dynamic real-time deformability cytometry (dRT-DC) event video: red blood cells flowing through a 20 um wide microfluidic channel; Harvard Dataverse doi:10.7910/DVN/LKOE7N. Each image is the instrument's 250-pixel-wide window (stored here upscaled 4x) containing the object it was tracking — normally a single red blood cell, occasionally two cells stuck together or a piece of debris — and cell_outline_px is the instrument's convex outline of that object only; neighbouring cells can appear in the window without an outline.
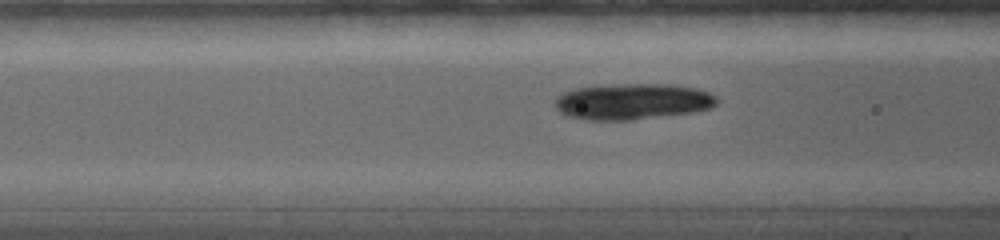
{"species": "common noctule bat (a hibernating species)", "species_latin": "Nyctalus noctula", "temperature_condition": "warm", "stored_images_in_passage": 41, "camera_frame_rate_fps": 5000, "um_per_image_px": 0.085, "animal": {"sex": "female", "body_mass_g": 19.0, "forearm_length_mm": 56.7}, "frame": {"image": 1, "passage_image": 14, "time_ms": 4.8, "image_size_px": [1000, 240], "cell_outline_px": [[720, 100], [712, 108], [692, 112], [632, 120], [584, 120], [568, 116], [560, 112], [556, 108], [556, 100], [564, 92], [576, 88], [596, 84], [672, 84], [696, 88], [708, 92], [716, 96]], "centroid_in_image_um": [53.78, 8.62], "position_along_channel_um": 112.8, "area_um2": 34.33}}
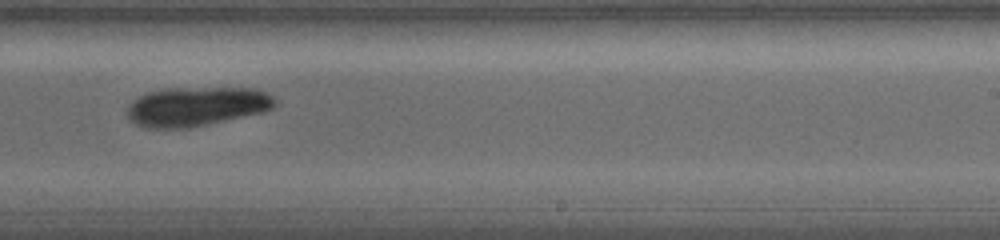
{"frame": {"image": 2, "passage_image": 27, "time_ms": 9.0, "image_size_px": [1000, 240], "cell_outline_px": [[276, 104], [272, 108], [264, 112], [188, 128], [148, 128], [136, 124], [128, 120], [128, 108], [140, 96], [148, 92], [164, 88], [256, 88], [268, 92], [276, 100]], "centroid_in_image_um": [16.74, 9.04], "position_along_channel_um": 272.3, "area_um2": 33.76}}
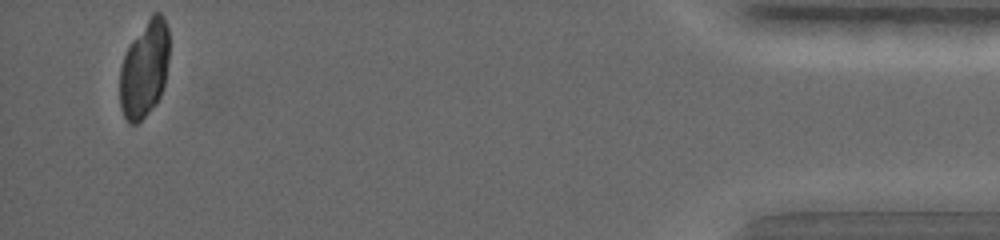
{"frame": {"image": 3, "passage_image": 41, "time_ms": 15.6, "image_size_px": [1000, 240], "cell_outline_px": [[168, 60], [164, 88], [156, 104], [136, 124], [128, 124], [120, 108], [120, 68], [124, 56], [132, 40], [152, 12], [160, 12], [164, 16], [168, 28]], "centroid_in_image_um": [12.28, 5.87], "position_along_channel_um": 422.9, "area_um2": 27.98}}